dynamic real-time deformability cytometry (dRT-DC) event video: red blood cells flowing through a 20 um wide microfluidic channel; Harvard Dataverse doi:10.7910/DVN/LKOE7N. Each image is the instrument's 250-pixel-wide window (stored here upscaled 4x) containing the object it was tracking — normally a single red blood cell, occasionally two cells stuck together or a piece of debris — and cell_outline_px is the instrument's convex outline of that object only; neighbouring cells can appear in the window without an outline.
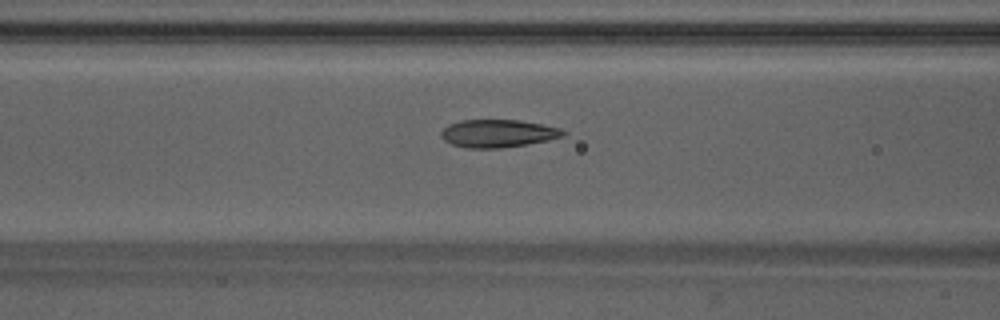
{"species": "Egyptian fruit bat (a non-hibernating species)", "species_latin": "Rousettus aegyptiacus", "temperature_condition": "warm", "stored_images_in_passage": 48, "camera_frame_rate_fps": 3000, "um_per_image_px": 0.085, "animal": {"sex": "male"}, "frame": {"image": 1, "passage_image": 20, "time_ms": 6.333, "image_size_px": [1000, 320], "cell_outline_px": [[568, 132], [564, 136], [548, 140], [528, 144], [500, 148], [468, 148], [452, 144], [444, 140], [440, 136], [440, 132], [448, 124], [460, 120], [520, 120], [560, 128]], "centroid_in_image_um": [42.32, 11.34], "position_along_channel_um": 124.3, "area_um2": 19.83}}
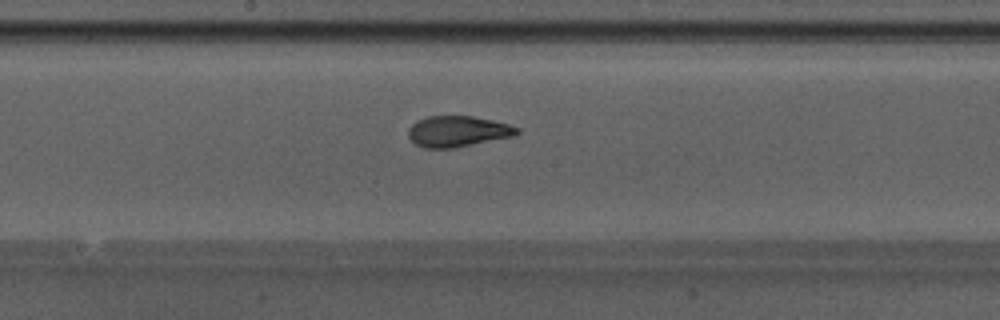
{"frame": {"image": 2, "passage_image": 26, "time_ms": 8.333, "image_size_px": [1000, 320], "cell_outline_px": [[520, 132], [512, 136], [452, 148], [424, 148], [416, 144], [408, 136], [408, 128], [416, 120], [428, 116], [472, 116], [492, 120], [508, 124], [520, 128]], "centroid_in_image_um": [38.88, 11.15], "position_along_channel_um": 209.3, "area_um2": 19.42}}
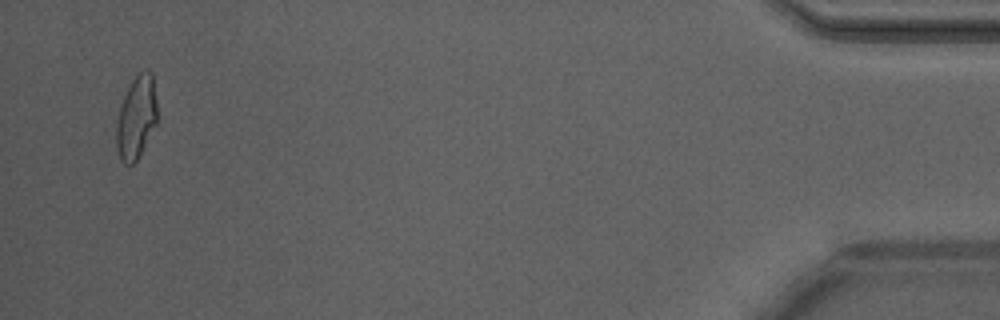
{"frame": {"image": 3, "passage_image": 47, "time_ms": 15.333, "image_size_px": [1000, 320], "cell_outline_px": [[156, 124], [136, 160], [132, 164], [124, 164], [120, 160], [116, 148], [116, 124], [120, 108], [124, 96], [136, 72], [144, 68], [148, 68], [152, 72], [156, 100]], "centroid_in_image_um": [11.58, 9.93], "position_along_channel_um": 423.6, "area_um2": 19.71}, "authors_computed_cell_mechanics": {"area_um2": 19.9121, "velocity_mm_per_s": 4.2493, "shape_relaxation_time_tau1_ms": null, "shape_relaxation_time_tau2_ms": 1.114, "deformation_change_tau1": null, "deformation_change_tau2": 0.067}}